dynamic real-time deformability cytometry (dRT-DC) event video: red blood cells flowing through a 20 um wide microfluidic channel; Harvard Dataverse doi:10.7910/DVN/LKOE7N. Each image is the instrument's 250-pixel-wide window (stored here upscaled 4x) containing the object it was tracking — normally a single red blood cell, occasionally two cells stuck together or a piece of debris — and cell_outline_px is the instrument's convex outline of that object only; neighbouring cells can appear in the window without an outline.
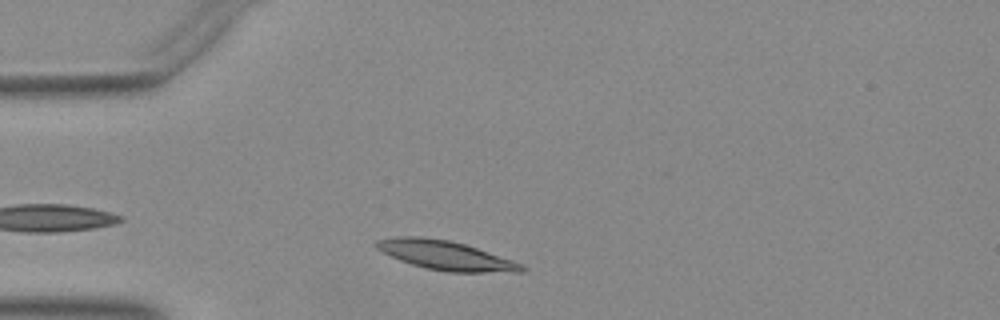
{"species": "Egyptian fruit bat (a non-hibernating species)", "species_latin": "Rousettus aegyptiacus", "temperature_condition": "warm", "stored_images_in_passage": 30, "camera_frame_rate_fps": 3000, "um_per_image_px": 0.085, "animal": {"sex": "female"}, "frame": {"image": 1, "passage_image": 3, "time_ms": 0.667, "image_size_px": [1000, 320], "cell_outline_px": [[528, 268], [524, 272], [448, 272], [428, 268], [412, 264], [400, 260], [376, 248], [376, 240], [400, 236], [420, 236], [448, 240], [464, 244], [524, 264]], "centroid_in_image_um": [37.93, 21.71], "position_along_channel_um": 47.1, "area_um2": 24.39}}
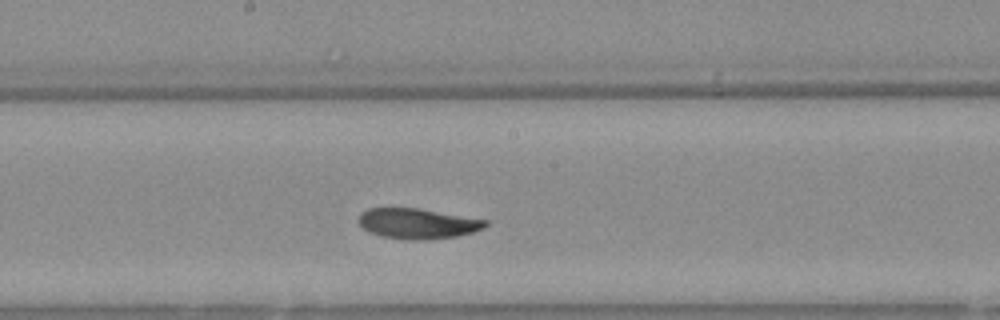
{"frame": {"image": 2, "passage_image": 17, "time_ms": 5.333, "image_size_px": [1000, 320], "cell_outline_px": [[488, 224], [484, 228], [472, 232], [456, 236], [424, 240], [412, 240], [380, 236], [368, 232], [360, 224], [360, 212], [368, 208], [416, 208], [488, 220]], "centroid_in_image_um": [35.49, 19.0], "position_along_channel_um": 212.7, "area_um2": 22.25}}
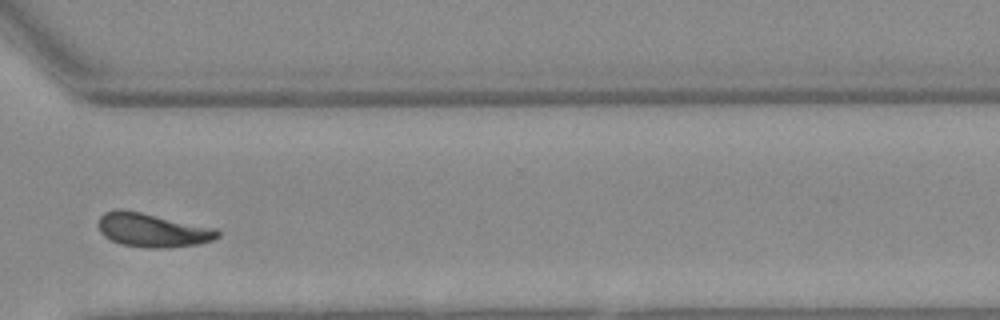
{"frame": {"image": 3, "passage_image": 28, "time_ms": 9.0, "image_size_px": [1000, 320], "cell_outline_px": [[220, 236], [212, 240], [196, 244], [168, 248], [144, 248], [120, 244], [104, 236], [100, 232], [100, 216], [104, 212], [116, 208], [124, 208], [216, 228], [220, 232]], "centroid_in_image_um": [12.95, 19.55], "position_along_channel_um": 357.6, "area_um2": 23.7}}